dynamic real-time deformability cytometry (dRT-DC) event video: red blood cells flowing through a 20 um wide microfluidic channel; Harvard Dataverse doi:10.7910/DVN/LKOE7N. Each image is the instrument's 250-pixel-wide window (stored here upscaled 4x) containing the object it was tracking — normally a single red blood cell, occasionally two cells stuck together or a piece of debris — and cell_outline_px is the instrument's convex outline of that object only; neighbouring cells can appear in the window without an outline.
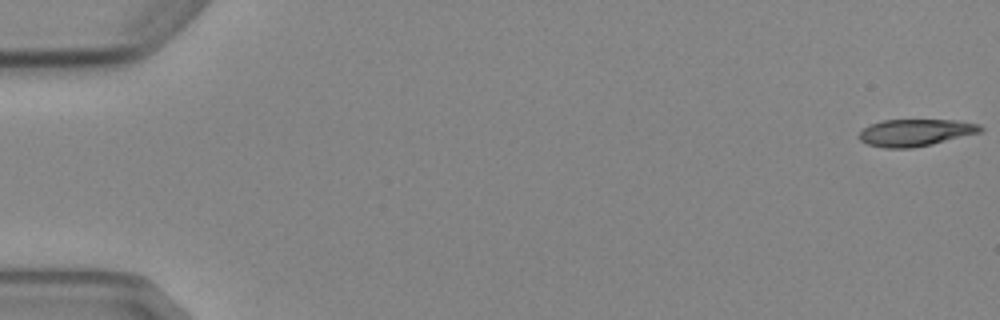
{"species": "Egyptian fruit bat (a non-hibernating species)", "species_latin": "Rousettus aegyptiacus", "temperature_condition": "cold", "stored_images_in_passage": 6, "camera_frame_rate_fps": 3000, "um_per_image_px": 0.085, "animal": {"sex": "female"}, "frame": {"image": 1, "passage_image": 1, "time_ms": 0.0, "image_size_px": [1000, 320], "cell_outline_px": [[984, 128], [980, 132], [932, 144], [912, 148], [884, 148], [868, 144], [860, 140], [856, 136], [864, 128], [872, 124], [884, 120], [956, 120], [980, 124]], "centroid_in_image_um": [77.81, 11.27], "position_along_channel_um": 7.2, "area_um2": 19.02}}
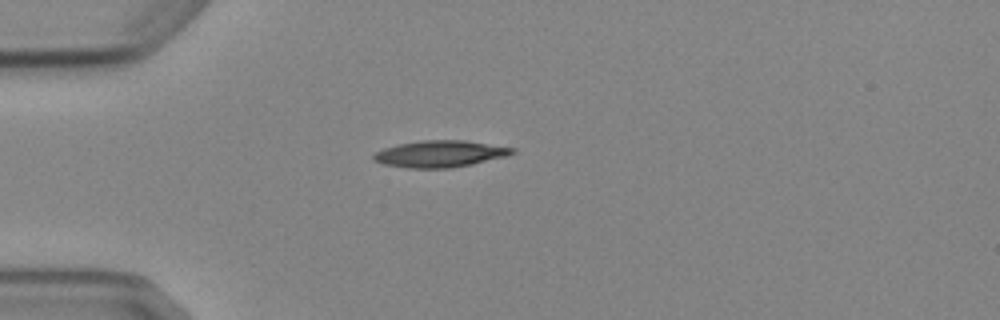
{"frame": {"image": 2, "passage_image": 5, "time_ms": 4.667, "image_size_px": [1000, 320], "cell_outline_px": [[516, 152], [508, 156], [472, 164], [448, 168], [408, 168], [384, 164], [372, 160], [372, 156], [376, 152], [384, 148], [400, 144], [424, 140], [464, 140], [516, 148]], "centroid_in_image_um": [37.43, 13.08], "position_along_channel_um": 47.6, "area_um2": 21.5}}